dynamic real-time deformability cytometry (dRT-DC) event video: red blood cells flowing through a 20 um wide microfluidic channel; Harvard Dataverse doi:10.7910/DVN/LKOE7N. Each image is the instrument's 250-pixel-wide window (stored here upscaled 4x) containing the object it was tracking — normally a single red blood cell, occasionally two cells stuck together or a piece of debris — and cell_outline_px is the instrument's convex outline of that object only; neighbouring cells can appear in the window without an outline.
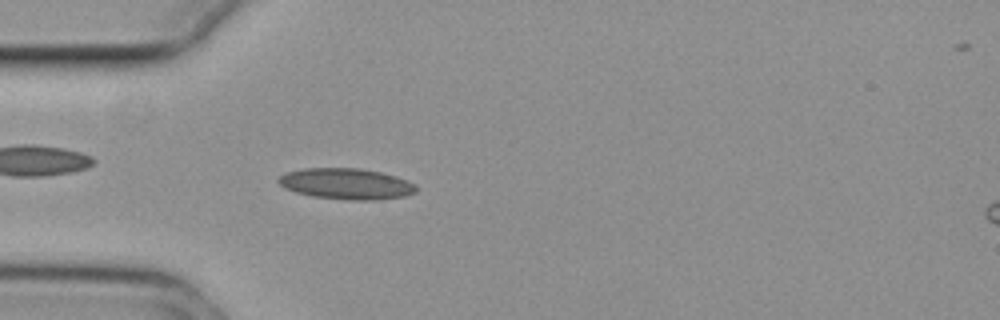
{"species": "common noctule bat (a hibernating species)", "species_latin": "Nyctalus noctula", "temperature_condition": "cold", "stored_images_in_passage": 54, "camera_frame_rate_fps": 3000, "um_per_image_px": 0.085, "animal": {"sex": "female", "body_mass_g": 29.2, "forearm_length_mm": 56.3}, "frame": {"image": 1, "passage_image": 15, "time_ms": 4.667, "image_size_px": [1000, 320], "cell_outline_px": [[416, 192], [404, 196], [376, 200], [352, 200], [312, 196], [296, 192], [284, 188], [276, 180], [284, 172], [304, 168], [360, 168], [380, 172], [396, 176], [408, 180], [416, 184]], "centroid_in_image_um": [29.43, 15.62], "position_along_channel_um": 55.6, "area_um2": 24.97}}
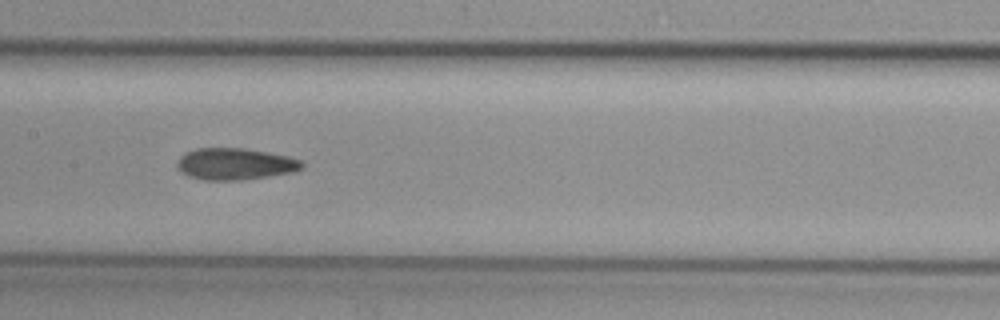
{"frame": {"image": 2, "passage_image": 26, "time_ms": 8.333, "image_size_px": [1000, 320], "cell_outline_px": [[304, 168], [296, 172], [240, 180], [204, 180], [188, 176], [180, 172], [176, 164], [180, 156], [184, 152], [196, 148], [244, 148], [288, 156], [300, 160], [304, 164]], "centroid_in_image_um": [19.97, 13.94], "position_along_channel_um": 187.4, "area_um2": 23.24}}
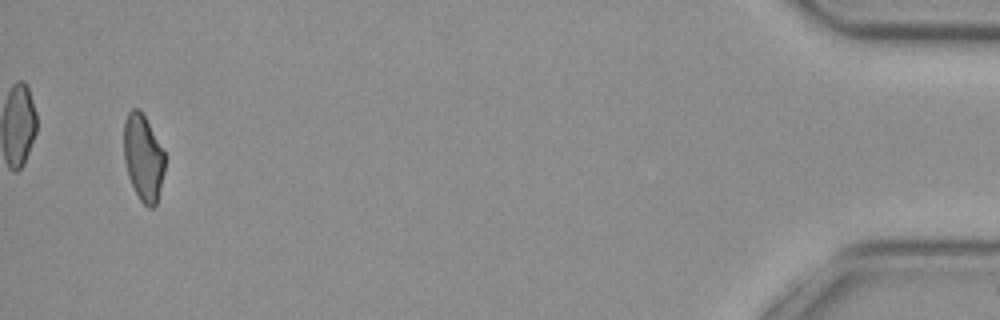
{"frame": {"image": 3, "passage_image": 52, "time_ms": 17.0, "image_size_px": [1000, 320], "cell_outline_px": [[164, 172], [156, 204], [152, 208], [148, 208], [140, 200], [128, 176], [124, 160], [124, 120], [128, 112], [132, 108], [140, 108], [164, 152]], "centroid_in_image_um": [12.16, 13.38], "position_along_channel_um": 423.0, "area_um2": 20.46}, "authors_computed_cell_mechanics": {"area_um2": 22.5709, "velocity_mm_per_s": 3.7443, "shape_relaxation_time_tau1_ms": null, "shape_relaxation_time_tau2_ms": 2.6509, "deformation_change_tau1": null, "deformation_change_tau2": 0.1}}